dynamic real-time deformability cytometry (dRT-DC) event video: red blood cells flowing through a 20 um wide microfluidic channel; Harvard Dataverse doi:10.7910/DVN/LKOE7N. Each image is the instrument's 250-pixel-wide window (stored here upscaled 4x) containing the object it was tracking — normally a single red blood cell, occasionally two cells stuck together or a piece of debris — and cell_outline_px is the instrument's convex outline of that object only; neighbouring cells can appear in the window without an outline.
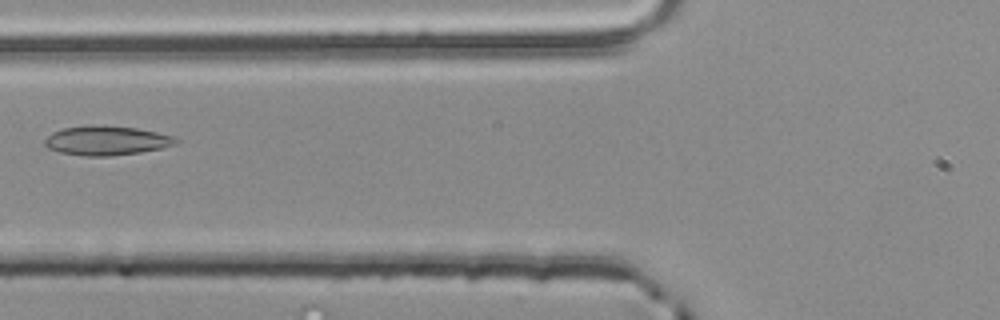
{"species": "common noctule bat (a hibernating species)", "species_latin": "Nyctalus noctula", "temperature_condition": "room temperature", "stored_images_in_passage": 4, "camera_frame_rate_fps": 3000, "um_per_image_px": 0.085, "animal": {"sex": "male", "body_mass_g": 20.4}, "frame": {"image": 1, "passage_image": 4, "time_ms": 1.0, "image_size_px": [1000, 320], "cell_outline_px": [[180, 140], [176, 144], [160, 148], [140, 152], [108, 156], [84, 156], [60, 152], [48, 148], [44, 144], [44, 140], [52, 132], [64, 128], [136, 128], [156, 132], [172, 136]], "centroid_in_image_um": [9.06, 12.0], "position_along_channel_um": 116.7, "area_um2": 21.27}}